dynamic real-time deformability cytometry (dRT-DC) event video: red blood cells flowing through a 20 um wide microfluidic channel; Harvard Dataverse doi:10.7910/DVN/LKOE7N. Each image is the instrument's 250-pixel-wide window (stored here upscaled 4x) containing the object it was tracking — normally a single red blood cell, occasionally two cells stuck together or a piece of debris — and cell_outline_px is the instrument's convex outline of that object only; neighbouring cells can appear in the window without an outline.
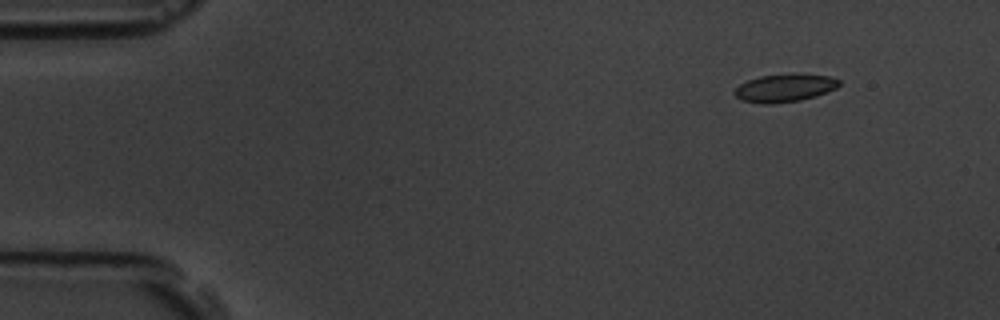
{"species": "common noctule bat (a hibernating species)", "species_latin": "Nyctalus noctula", "temperature_condition": "room temperature", "stored_images_in_passage": 6, "camera_frame_rate_fps": 3000, "um_per_image_px": 0.085, "animal": {"sex": "male", "body_mass_g": 19.5, "forearm_length_mm": 54.6}, "frame": {"image": 1, "passage_image": 2, "time_ms": 1.333, "image_size_px": [1000, 320], "cell_outline_px": [[840, 84], [836, 88], [816, 96], [800, 100], [772, 104], [760, 104], [740, 100], [732, 92], [740, 84], [748, 80], [760, 76], [796, 72], [828, 76], [840, 80]], "centroid_in_image_um": [66.68, 7.46], "position_along_channel_um": 18.3, "area_um2": 17.34}}
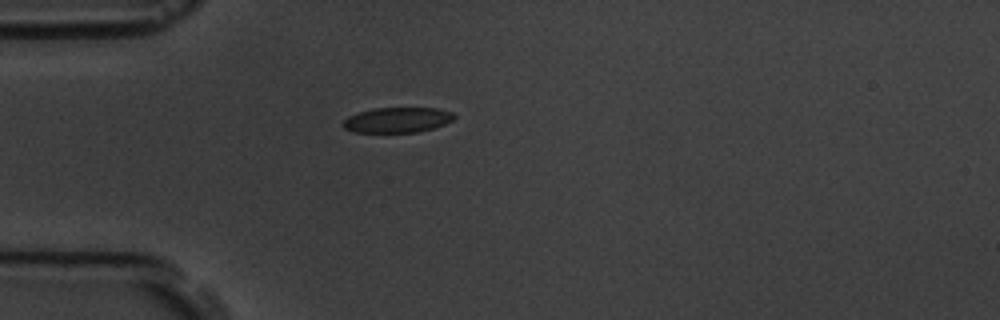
{"frame": {"image": 2, "passage_image": 5, "time_ms": 4.667, "image_size_px": [1000, 320], "cell_outline_px": [[456, 116], [452, 120], [444, 124], [432, 128], [416, 132], [356, 132], [344, 128], [344, 120], [348, 116], [360, 112], [376, 108], [436, 108], [452, 112]], "centroid_in_image_um": [33.79, 10.19], "position_along_channel_um": 51.2, "area_um2": 16.07}}